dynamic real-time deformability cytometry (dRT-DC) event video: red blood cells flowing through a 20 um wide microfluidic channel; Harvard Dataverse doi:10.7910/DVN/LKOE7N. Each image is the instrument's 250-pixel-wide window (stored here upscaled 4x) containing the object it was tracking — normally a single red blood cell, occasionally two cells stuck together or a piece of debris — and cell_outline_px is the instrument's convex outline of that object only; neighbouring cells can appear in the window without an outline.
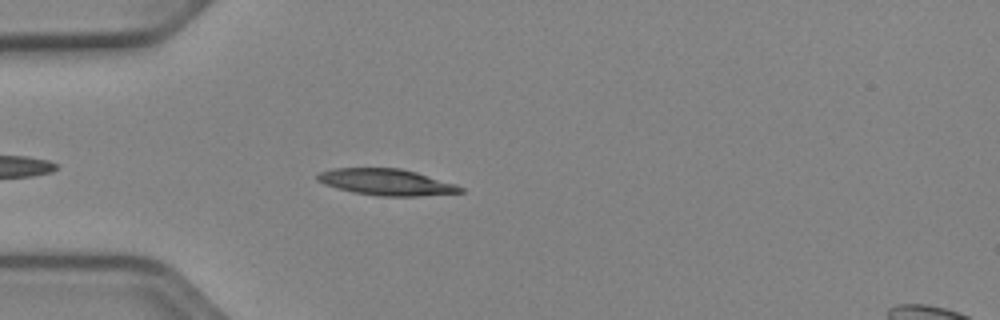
{"species": "Egyptian fruit bat (a non-hibernating species)", "species_latin": "Rousettus aegyptiacus", "temperature_condition": "cold", "stored_images_in_passage": 24, "camera_frame_rate_fps": 3000, "um_per_image_px": 0.085, "animal": {"sex": "female"}, "frame": {"image": 1, "passage_image": 1, "time_ms": 0.0, "image_size_px": [1000, 320], "cell_outline_px": [[464, 192], [420, 196], [376, 196], [352, 192], [336, 188], [324, 184], [316, 180], [316, 176], [320, 172], [332, 168], [400, 168], [416, 172], [456, 184], [464, 188]], "centroid_in_image_um": [32.83, 15.48], "position_along_channel_um": 52.2, "area_um2": 22.08}}
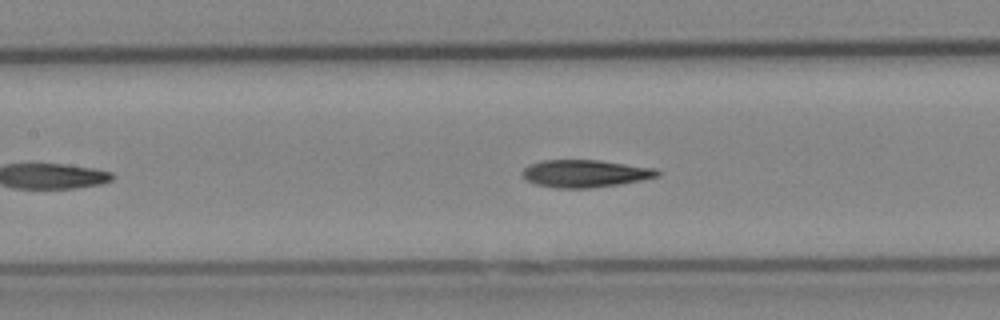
{"frame": {"image": 2, "passage_image": 10, "time_ms": 3.0, "image_size_px": [1000, 320], "cell_outline_px": [[660, 176], [620, 184], [588, 188], [556, 188], [536, 184], [528, 180], [524, 176], [524, 168], [528, 164], [540, 160], [600, 160], [656, 168], [660, 172]], "centroid_in_image_um": [49.76, 14.74], "position_along_channel_um": 157.6, "area_um2": 21.56}}
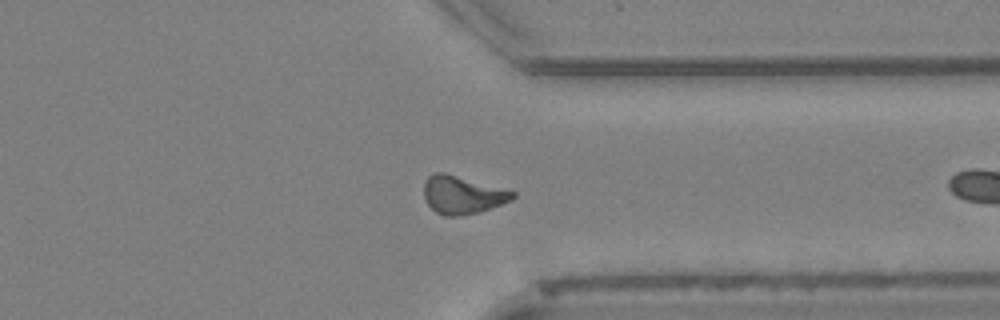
{"frame": {"image": 3, "passage_image": 23, "time_ms": 7.333, "image_size_px": [1000, 320], "cell_outline_px": [[516, 196], [512, 200], [476, 212], [460, 216], [444, 216], [436, 212], [424, 200], [424, 184], [428, 176], [436, 172], [444, 172], [516, 192]], "centroid_in_image_um": [39.27, 16.56], "position_along_channel_um": 372.1, "area_um2": 19.36}}